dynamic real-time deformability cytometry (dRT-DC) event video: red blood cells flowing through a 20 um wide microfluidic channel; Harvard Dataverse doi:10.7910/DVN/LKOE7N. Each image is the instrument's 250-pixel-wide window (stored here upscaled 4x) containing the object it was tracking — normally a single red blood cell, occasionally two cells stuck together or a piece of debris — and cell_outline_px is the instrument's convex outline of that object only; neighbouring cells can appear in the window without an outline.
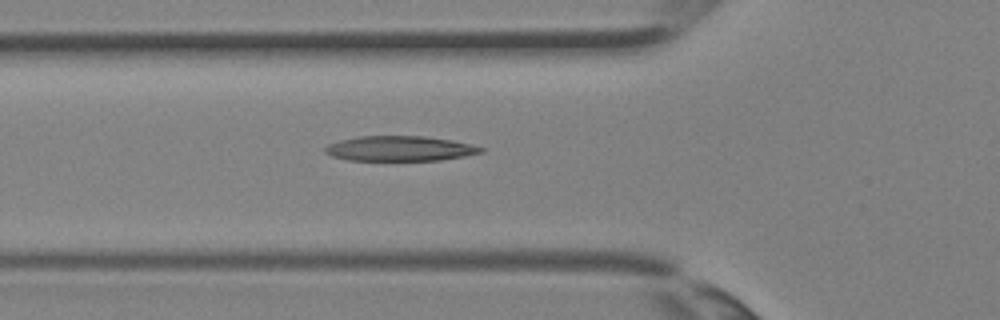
{"species": "Egyptian fruit bat (a non-hibernating species)", "species_latin": "Rousettus aegyptiacus", "temperature_condition": "room temperature", "stored_images_in_passage": 35, "camera_frame_rate_fps": 3000, "um_per_image_px": 0.085, "animal": {"sex": "female"}, "frame": {"image": 1, "passage_image": 13, "time_ms": 4.0, "image_size_px": [1000, 320], "cell_outline_px": [[484, 152], [464, 156], [440, 160], [348, 160], [332, 156], [324, 152], [324, 148], [328, 144], [340, 140], [360, 136], [424, 136], [452, 140], [472, 144], [484, 148]], "centroid_in_image_um": [33.99, 12.62], "position_along_channel_um": 91.8, "area_um2": 22.72}}
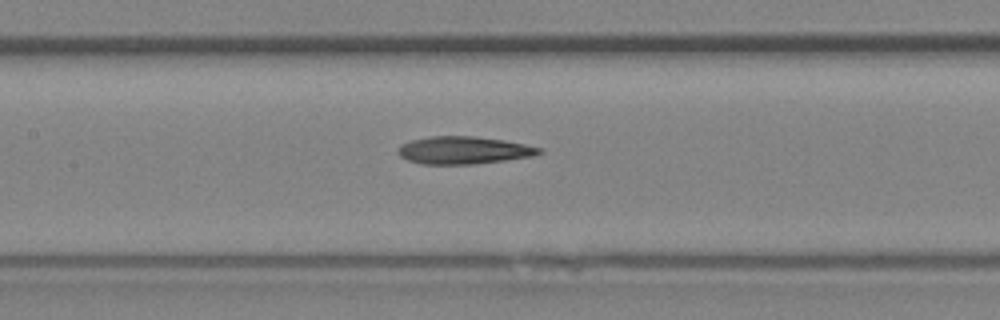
{"frame": {"image": 2, "passage_image": 17, "time_ms": 5.333, "image_size_px": [1000, 320], "cell_outline_px": [[544, 152], [536, 156], [472, 164], [424, 164], [408, 160], [400, 156], [396, 152], [400, 144], [412, 140], [432, 136], [476, 136], [504, 140], [544, 148]], "centroid_in_image_um": [39.45, 12.77], "position_along_channel_um": 168.0, "area_um2": 22.77}}
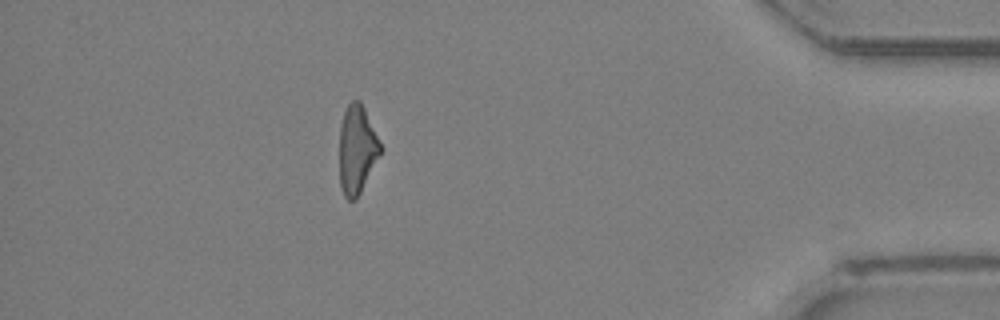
{"frame": {"image": 3, "passage_image": 32, "time_ms": 10.333, "image_size_px": [1000, 320], "cell_outline_px": [[380, 152], [356, 200], [348, 200], [344, 196], [340, 184], [340, 124], [344, 112], [348, 104], [352, 100], [360, 100], [364, 108], [380, 144]], "centroid_in_image_um": [30.3, 12.7], "position_along_channel_um": 404.9, "area_um2": 20.46}}